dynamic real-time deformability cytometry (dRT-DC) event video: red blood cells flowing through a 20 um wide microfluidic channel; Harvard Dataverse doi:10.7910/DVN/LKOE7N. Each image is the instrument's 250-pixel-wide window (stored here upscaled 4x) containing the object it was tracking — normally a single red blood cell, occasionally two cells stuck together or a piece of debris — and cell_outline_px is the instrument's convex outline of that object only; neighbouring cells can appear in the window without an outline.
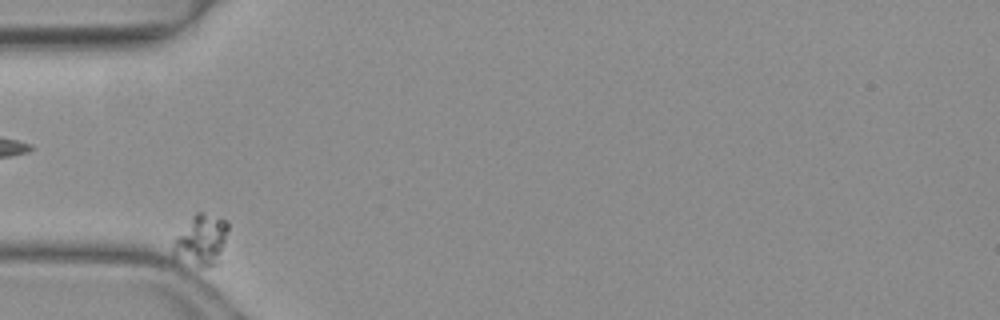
{"species": "common noctule bat (a hibernating species)", "species_latin": "Nyctalus noctula", "temperature_condition": "warm", "stored_images_in_passage": 33, "camera_frame_rate_fps": 3000, "um_per_image_px": 0.085, "animal": {"sex": "female", "body_mass_g": 19.3, "forearm_length_mm": 54.1}, "frame": {"image": 1, "passage_image": 1, "time_ms": 0.0, "image_size_px": [1000, 320], "cell_outline_px": [[228, 228], [220, 260], [216, 264], [208, 268], [200, 268], [172, 256], [172, 240], [192, 216], [196, 212], [204, 212], [228, 220]], "centroid_in_image_um": [17.09, 20.43], "position_along_channel_um": 67.9, "area_um2": 16.7}}
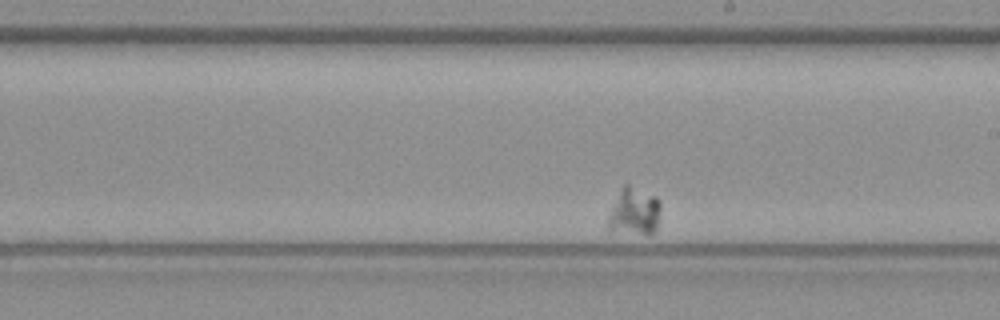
{"frame": {"image": 2, "passage_image": 19, "time_ms": 6.0, "image_size_px": [1000, 320], "cell_outline_px": [[660, 208], [656, 228], [648, 236], [608, 232], [608, 216], [624, 184], [628, 184], [656, 196], [660, 200]], "centroid_in_image_um": [53.91, 18.05], "position_along_channel_um": 235.1, "area_um2": 14.74}}
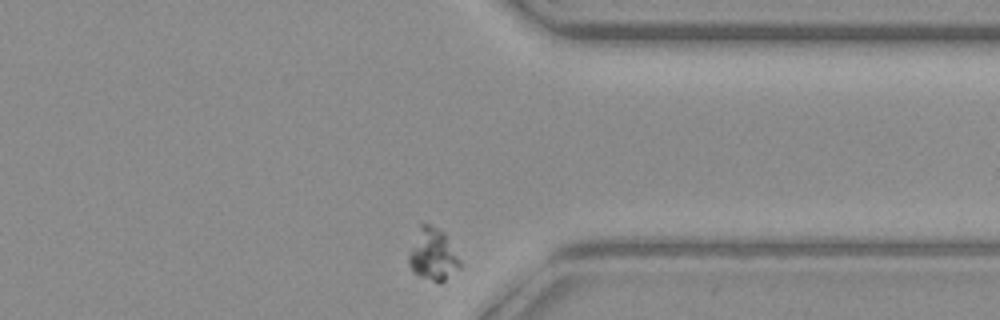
{"frame": {"image": 3, "passage_image": 33, "time_ms": 10.667, "image_size_px": [1000, 320], "cell_outline_px": [[460, 268], [444, 280], [432, 280], [420, 276], [412, 272], [408, 264], [408, 256], [420, 224], [432, 224], [444, 232], [460, 260]], "centroid_in_image_um": [36.78, 21.61], "position_along_channel_um": 374.6, "area_um2": 15.2}}